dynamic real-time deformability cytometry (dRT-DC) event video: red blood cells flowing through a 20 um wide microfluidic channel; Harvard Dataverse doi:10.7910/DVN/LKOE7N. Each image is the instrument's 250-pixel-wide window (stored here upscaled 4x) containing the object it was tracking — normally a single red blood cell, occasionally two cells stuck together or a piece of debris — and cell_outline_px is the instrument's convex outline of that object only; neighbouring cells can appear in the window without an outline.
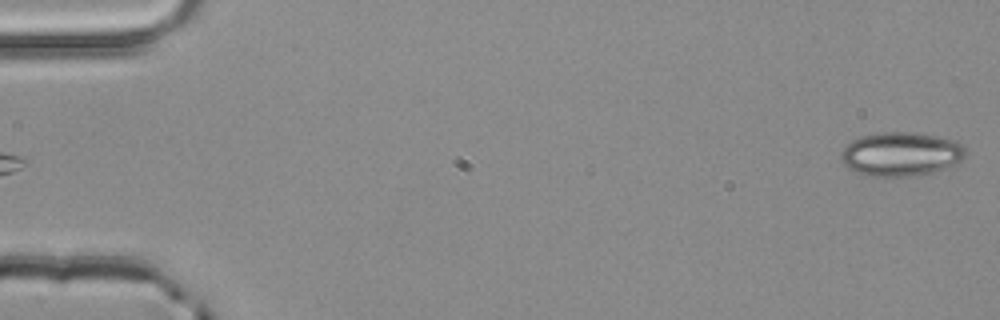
{"species": "common noctule bat (a hibernating species)", "species_latin": "Nyctalus noctula", "temperature_condition": "room temperature", "stored_images_in_passage": 3, "camera_frame_rate_fps": 3000, "um_per_image_px": 0.085, "animal": {"sex": "male", "body_mass_g": 20.4}, "frame": {"image": 1, "passage_image": 3, "time_ms": 0.667, "image_size_px": [1000, 320], "cell_outline_px": [[964, 156], [960, 160], [944, 168], [932, 172], [912, 176], [868, 176], [856, 172], [848, 168], [840, 160], [840, 152], [852, 140], [860, 136], [876, 132], [908, 132], [936, 136], [956, 140], [964, 144]], "centroid_in_image_um": [76.53, 13.08], "position_along_channel_um": 8.5, "area_um2": 31.85}}